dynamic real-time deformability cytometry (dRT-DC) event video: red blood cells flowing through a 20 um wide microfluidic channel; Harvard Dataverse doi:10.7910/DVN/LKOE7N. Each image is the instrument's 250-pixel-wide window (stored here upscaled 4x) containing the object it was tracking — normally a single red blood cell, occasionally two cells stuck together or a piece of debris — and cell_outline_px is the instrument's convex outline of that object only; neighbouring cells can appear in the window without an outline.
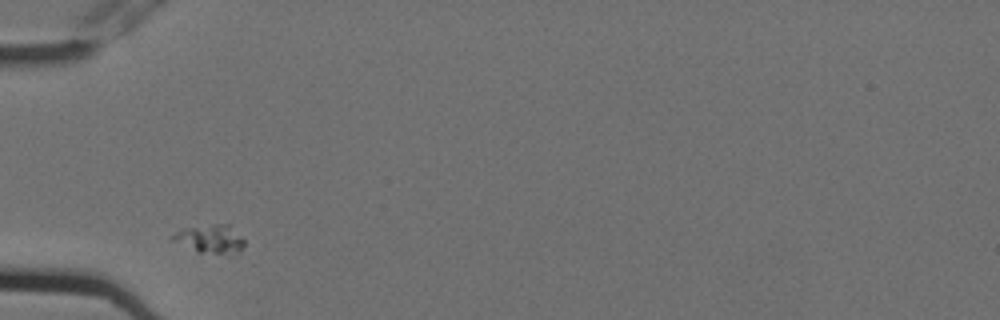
{"species": "Egyptian fruit bat (a non-hibernating species)", "species_latin": "Rousettus aegyptiacus", "temperature_condition": "cold", "stored_images_in_passage": 3, "camera_frame_rate_fps": 3000, "um_per_image_px": 0.085, "animal": {"sex": "female"}, "frame": {"image": 1, "passage_image": 1, "time_ms": 0.0, "image_size_px": [1000, 320], "cell_outline_px": [[244, 244], [240, 252], [228, 256], [196, 252], [168, 240], [176, 232], [184, 228], [212, 224], [228, 224], [244, 240]], "centroid_in_image_um": [17.84, 20.36], "position_along_channel_um": 67.2, "area_um2": 12.31}}
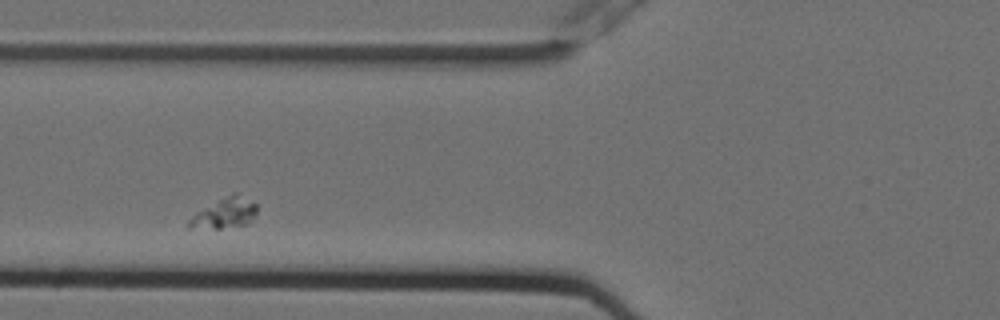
{"frame": {"image": 2, "passage_image": 2, "time_ms": 0.333, "image_size_px": [1000, 320], "cell_outline_px": [[256, 216], [248, 224], [220, 228], [188, 228], [188, 220], [196, 212], [232, 192], [236, 192], [256, 204]], "centroid_in_image_um": [19.11, 18.11], "position_along_channel_um": 106.7, "area_um2": 11.96}}
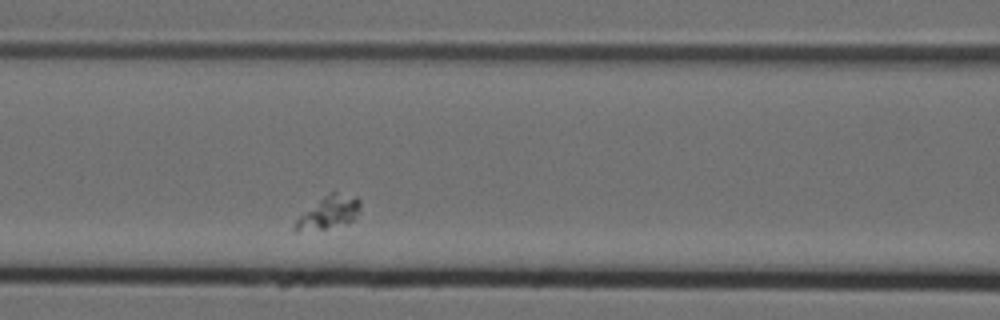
{"frame": {"image": 3, "passage_image": 3, "time_ms": 0.667, "image_size_px": [1000, 320], "cell_outline_px": [[360, 208], [352, 220], [324, 228], [296, 232], [292, 232], [292, 228], [296, 220], [300, 216], [328, 192], [336, 192], [356, 196], [360, 200]], "centroid_in_image_um": [27.91, 18.04], "position_along_channel_um": 138.7, "area_um2": 12.02}}